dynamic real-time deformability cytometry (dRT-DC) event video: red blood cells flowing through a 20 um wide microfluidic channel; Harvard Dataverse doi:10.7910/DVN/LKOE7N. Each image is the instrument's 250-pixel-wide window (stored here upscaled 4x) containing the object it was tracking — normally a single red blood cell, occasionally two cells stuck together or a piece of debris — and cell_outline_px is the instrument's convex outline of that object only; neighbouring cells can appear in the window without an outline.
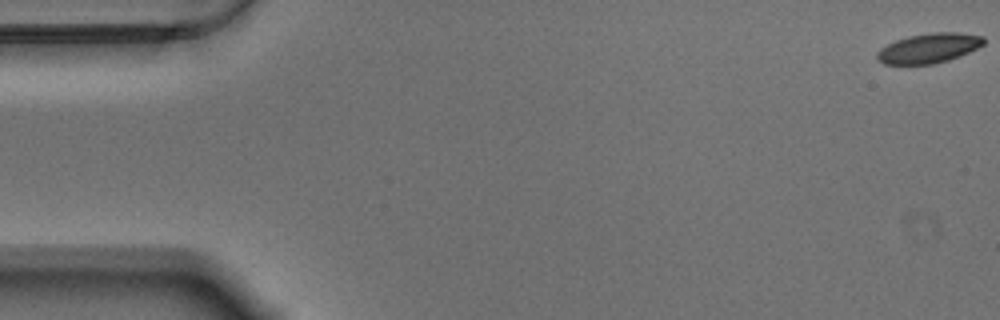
{"species": "Egyptian fruit bat (a non-hibernating species)", "species_latin": "Rousettus aegyptiacus", "temperature_condition": "warm", "stored_images_in_passage": 54, "camera_frame_rate_fps": 3000, "um_per_image_px": 0.085, "animal": {"sex": "male"}, "frame": {"image": 1, "passage_image": 1, "time_ms": 0.0, "image_size_px": [1000, 320], "cell_outline_px": [[984, 44], [960, 56], [948, 60], [932, 64], [884, 64], [876, 60], [876, 52], [880, 48], [896, 40], [908, 36], [932, 32], [960, 32], [984, 36]], "centroid_in_image_um": [78.93, 4.09], "position_along_channel_um": 6.1, "area_um2": 18.55}}
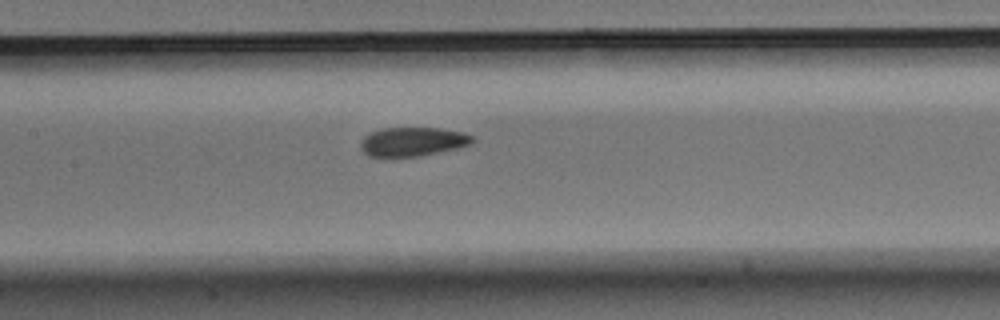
{"frame": {"image": 2, "passage_image": 27, "time_ms": 8.667, "image_size_px": [1000, 320], "cell_outline_px": [[472, 144], [460, 148], [420, 156], [392, 160], [368, 156], [360, 148], [360, 144], [364, 136], [380, 128], [440, 128], [464, 132], [472, 136]], "centroid_in_image_um": [35.03, 12.09], "position_along_channel_um": 172.4, "area_um2": 19.65}}
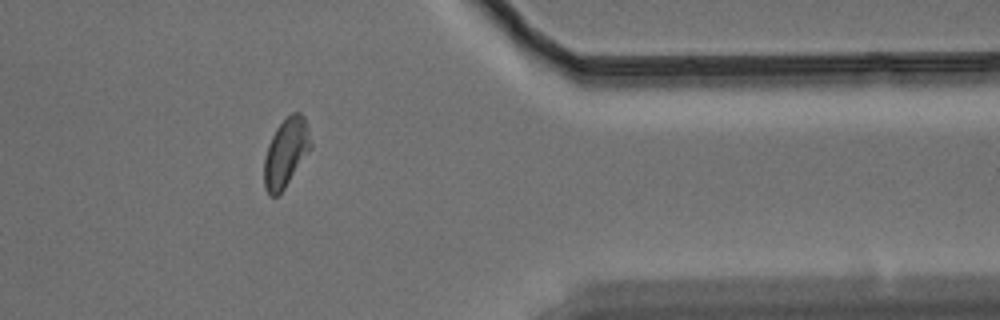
{"frame": {"image": 3, "passage_image": 47, "time_ms": 15.333, "image_size_px": [1000, 320], "cell_outline_px": [[312, 148], [284, 188], [276, 196], [268, 196], [264, 188], [264, 156], [268, 144], [276, 128], [292, 112], [300, 112], [304, 116], [312, 144]], "centroid_in_image_um": [24.29, 12.98], "position_along_channel_um": 387.1, "area_um2": 18.61}}